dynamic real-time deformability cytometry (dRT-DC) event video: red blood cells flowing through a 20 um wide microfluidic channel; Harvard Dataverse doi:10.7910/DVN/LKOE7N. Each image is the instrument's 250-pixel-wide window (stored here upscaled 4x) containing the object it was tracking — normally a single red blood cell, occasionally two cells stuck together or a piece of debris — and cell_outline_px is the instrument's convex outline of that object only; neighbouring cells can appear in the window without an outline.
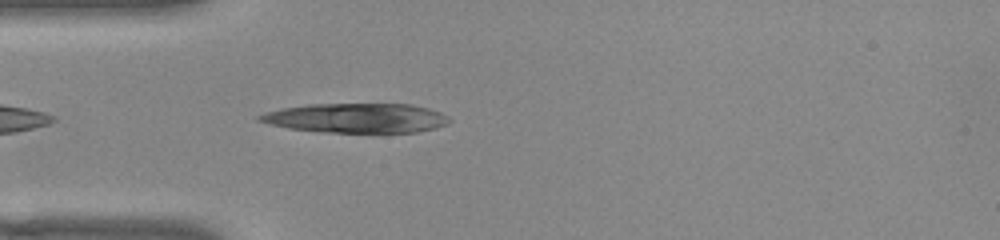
{"species": "common noctule bat (a hibernating species)", "species_latin": "Nyctalus noctula", "temperature_condition": "warm", "stored_images_in_passage": 24, "camera_frame_rate_fps": 3000, "um_per_image_px": 0.085, "animal": {"sex": "female", "body_mass_g": 22.0, "forearm_length_mm": 56.7}, "frame": {"image": 1, "passage_image": 3, "time_ms": 0.667, "image_size_px": [1000, 240], "cell_outline_px": [[452, 120], [448, 124], [436, 128], [416, 132], [320, 132], [288, 128], [256, 120], [256, 116], [268, 112], [284, 108], [312, 104], [412, 104], [428, 108], [440, 112], [448, 116]], "centroid_in_image_um": [30.34, 10.03], "position_along_channel_um": 54.7, "area_um2": 32.54}}
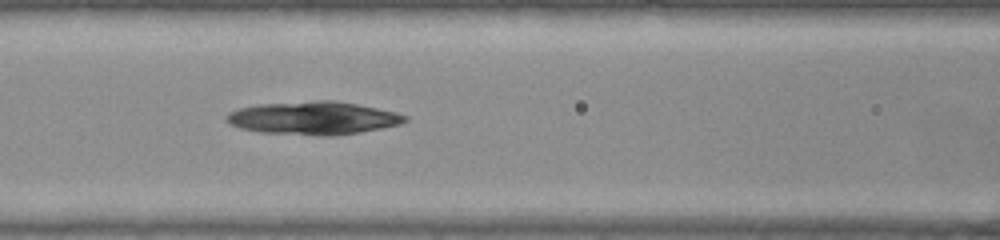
{"frame": {"image": 2, "passage_image": 10, "time_ms": 3.0, "image_size_px": [1000, 240], "cell_outline_px": [[408, 120], [400, 124], [360, 132], [332, 136], [320, 136], [260, 132], [240, 128], [232, 124], [228, 120], [228, 112], [240, 108], [260, 104], [320, 100], [336, 100], [396, 112], [408, 116]], "centroid_in_image_um": [26.67, 10.03], "position_along_channel_um": 139.9, "area_um2": 34.16}}
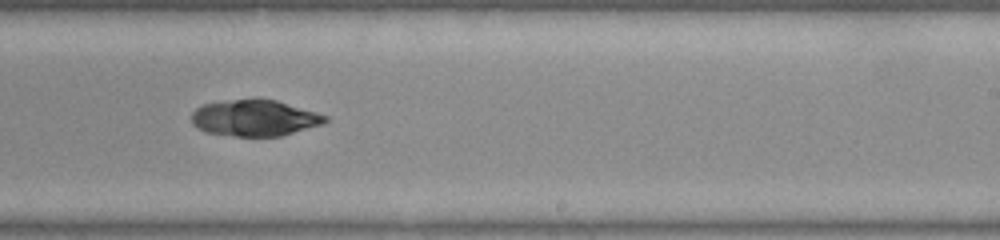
{"frame": {"image": 3, "passage_image": 20, "time_ms": 6.333, "image_size_px": [1000, 240], "cell_outline_px": [[328, 120], [324, 124], [280, 136], [236, 136], [208, 132], [196, 128], [192, 124], [192, 112], [196, 108], [204, 104], [232, 100], [276, 100], [328, 116]], "centroid_in_image_um": [21.65, 10.04], "position_along_channel_um": 267.4, "area_um2": 27.8}}